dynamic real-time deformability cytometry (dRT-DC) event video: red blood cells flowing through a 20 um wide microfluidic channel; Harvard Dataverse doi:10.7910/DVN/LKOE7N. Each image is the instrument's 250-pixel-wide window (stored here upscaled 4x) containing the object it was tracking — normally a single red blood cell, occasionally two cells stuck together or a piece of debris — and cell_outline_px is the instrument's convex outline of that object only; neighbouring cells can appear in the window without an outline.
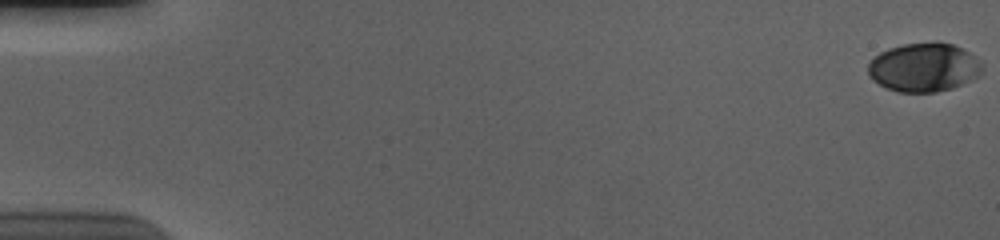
{"species": "human", "species_latin": "Homo sapiens", "temperature_condition": "cold", "stored_images_in_passage": 48, "camera_frame_rate_fps": 3000, "um_per_image_px": 0.085, "donor": {"sex": "male"}, "frame": {"image": 1, "passage_image": 1, "time_ms": 0.0, "image_size_px": [1000, 240], "cell_outline_px": [[984, 68], [976, 76], [952, 88], [936, 92], [896, 92], [872, 80], [868, 76], [868, 64], [880, 52], [888, 48], [904, 44], [936, 40], [952, 44], [976, 56], [984, 64]], "centroid_in_image_um": [78.52, 5.7], "position_along_channel_um": 6.5, "area_um2": 32.6}}
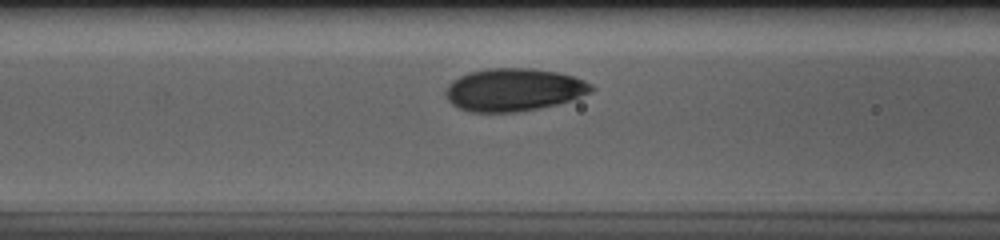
{"frame": {"image": 2, "passage_image": 25, "time_ms": 8.0, "image_size_px": [1000, 240], "cell_outline_px": [[596, 88], [592, 92], [556, 104], [536, 108], [512, 112], [472, 112], [460, 108], [452, 104], [448, 100], [444, 92], [448, 84], [452, 80], [468, 72], [488, 68], [532, 68], [560, 72], [584, 80], [592, 84]], "centroid_in_image_um": [43.65, 7.61], "position_along_channel_um": 122.9, "area_um2": 36.24}}
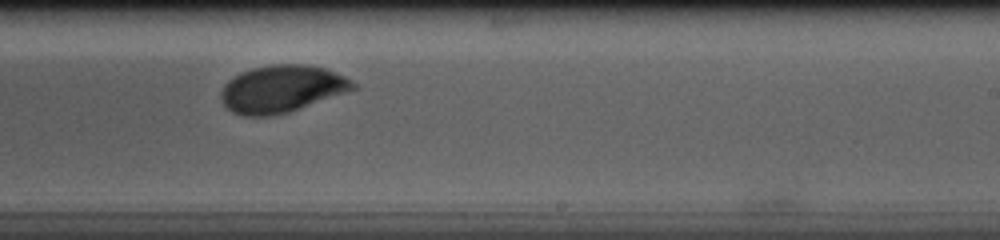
{"frame": {"image": 3, "passage_image": 37, "time_ms": 12.0, "image_size_px": [1000, 240], "cell_outline_px": [[356, 88], [348, 92], [288, 112], [272, 116], [240, 116], [232, 112], [220, 100], [220, 92], [224, 84], [228, 80], [240, 72], [252, 68], [272, 64], [304, 64], [324, 68], [344, 76], [352, 80], [356, 84]], "centroid_in_image_um": [23.92, 7.56], "position_along_channel_um": 265.1, "area_um2": 36.47}, "authors_computed_cell_mechanics": {"area_um2": 35.1424, "velocity_mm_per_s": 3.5496, "shape_relaxation_time_tau1_ms": 2.6448, "shape_relaxation_time_tau2_ms": null, "deformation_change_tau1": 0.1204, "deformation_change_tau2": null}}